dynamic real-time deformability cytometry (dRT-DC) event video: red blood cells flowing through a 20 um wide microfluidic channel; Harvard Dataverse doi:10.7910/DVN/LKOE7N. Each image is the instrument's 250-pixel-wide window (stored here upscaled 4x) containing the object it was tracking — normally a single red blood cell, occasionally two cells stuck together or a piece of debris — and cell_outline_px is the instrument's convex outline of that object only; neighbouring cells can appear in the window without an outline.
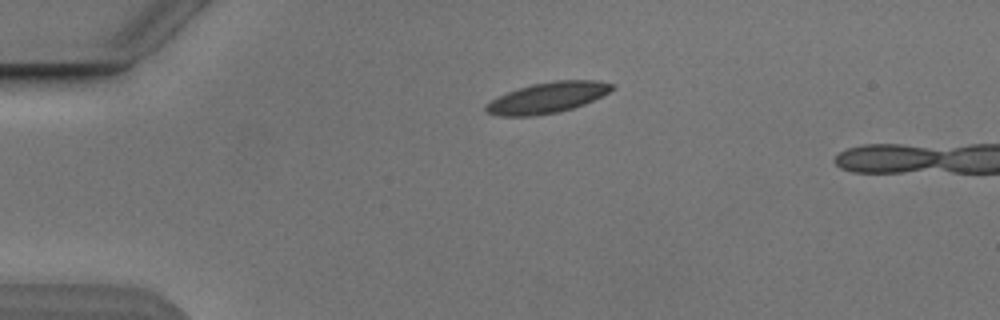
{"species": "Egyptian fruit bat (a non-hibernating species)", "species_latin": "Rousettus aegyptiacus", "temperature_condition": "cold", "stored_images_in_passage": 5, "camera_frame_rate_fps": 3000, "um_per_image_px": 0.085, "animal": {"sex": "male"}, "frame": {"image": 1, "passage_image": 5, "time_ms": 5.667, "image_size_px": [1000, 320], "cell_outline_px": [[616, 88], [584, 104], [572, 108], [556, 112], [532, 116], [500, 116], [488, 112], [484, 108], [484, 104], [508, 92], [532, 84], [552, 80], [596, 80], [616, 84]], "centroid_in_image_um": [46.56, 8.29], "position_along_channel_um": 38.4, "area_um2": 22.37}}